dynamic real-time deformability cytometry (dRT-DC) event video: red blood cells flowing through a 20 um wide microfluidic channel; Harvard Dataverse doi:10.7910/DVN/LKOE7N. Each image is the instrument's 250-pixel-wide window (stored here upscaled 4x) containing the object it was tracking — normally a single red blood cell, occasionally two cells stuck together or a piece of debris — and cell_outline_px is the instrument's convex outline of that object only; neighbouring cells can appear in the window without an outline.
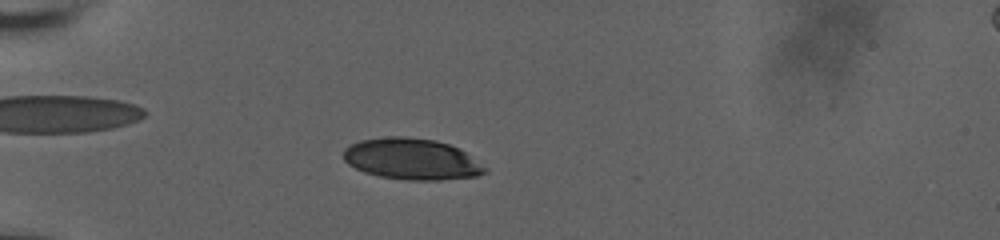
{"species": "human", "species_latin": "Homo sapiens", "temperature_condition": "room temperature", "stored_images_in_passage": 61, "camera_frame_rate_fps": 3000, "um_per_image_px": 0.085, "donor": {"sex": "male"}, "frame": {"image": 1, "passage_image": 21, "time_ms": 6.667, "image_size_px": [1000, 240], "cell_outline_px": [[488, 172], [476, 176], [440, 180], [408, 180], [380, 176], [364, 172], [348, 164], [344, 160], [344, 148], [360, 140], [388, 136], [404, 136], [436, 140], [460, 148], [488, 168]], "centroid_in_image_um": [35.02, 13.51], "position_along_channel_um": 50.0, "area_um2": 34.1}}
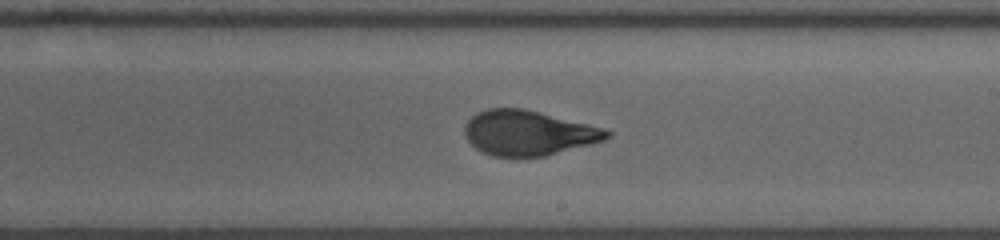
{"frame": {"image": 2, "passage_image": 39, "time_ms": 12.667, "image_size_px": [1000, 240], "cell_outline_px": [[612, 136], [604, 140], [544, 156], [492, 156], [476, 148], [468, 140], [464, 132], [464, 124], [476, 112], [488, 108], [524, 108], [604, 128], [612, 132]], "centroid_in_image_um": [44.89, 11.28], "position_along_channel_um": 244.1, "area_um2": 36.99}}
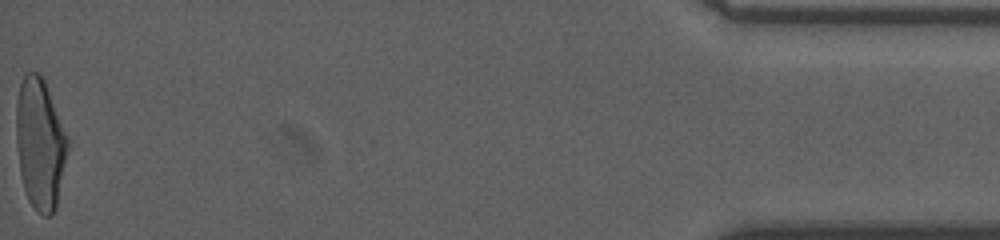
{"frame": {"image": 3, "passage_image": 61, "time_ms": 20.0, "image_size_px": [1000, 240], "cell_outline_px": [[68, 148], [56, 208], [52, 216], [44, 216], [28, 200], [24, 188], [20, 172], [16, 140], [16, 104], [20, 84], [24, 76], [28, 72], [36, 72], [44, 80], [68, 136]], "centroid_in_image_um": [3.4, 12.22], "position_along_channel_um": 431.8, "area_um2": 38.96}, "authors_computed_cell_mechanics": {"area_um2": 36.992, "velocity_mm_per_s": 3.7477, "shape_relaxation_time_tau1_ms": 5.1515, "shape_relaxation_time_tau2_ms": 0.7608, "deformation_change_tau1": 0.2019, "deformation_change_tau2": 0.0567}}